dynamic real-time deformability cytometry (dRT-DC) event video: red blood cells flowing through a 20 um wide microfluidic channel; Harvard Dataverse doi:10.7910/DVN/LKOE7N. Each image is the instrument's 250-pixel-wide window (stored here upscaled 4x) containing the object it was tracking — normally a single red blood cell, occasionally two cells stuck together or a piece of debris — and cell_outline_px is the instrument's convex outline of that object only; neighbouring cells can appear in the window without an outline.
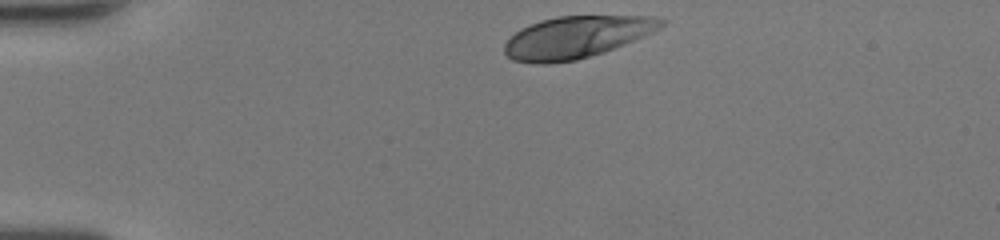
{"species": "human", "species_latin": "Homo sapiens", "temperature_condition": "room temperature", "stored_images_in_passage": 31, "camera_frame_rate_fps": 3000, "um_per_image_px": 0.085, "donor": {"sex": "female"}, "frame": {"image": 1, "passage_image": 1, "time_ms": 0.0, "image_size_px": [1000, 240], "cell_outline_px": [[668, 20], [660, 28], [644, 36], [604, 52], [576, 60], [548, 64], [536, 64], [512, 60], [504, 52], [504, 44], [520, 28], [540, 20], [556, 16], [652, 16]], "centroid_in_image_um": [48.98, 3.16], "position_along_channel_um": 36.0, "area_um2": 38.32}}
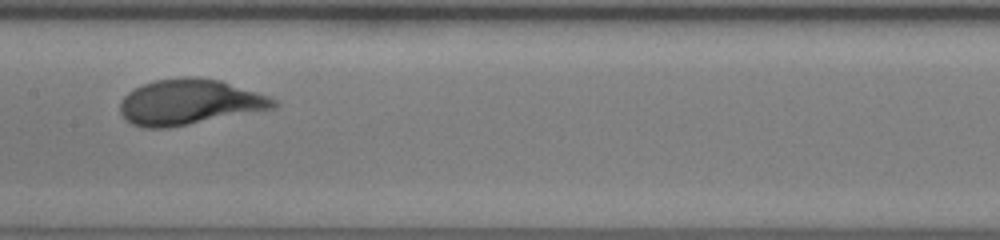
{"frame": {"image": 2, "passage_image": 16, "time_ms": 5.0, "image_size_px": [1000, 240], "cell_outline_px": [[276, 108], [168, 128], [144, 128], [132, 124], [120, 112], [120, 100], [128, 92], [144, 84], [156, 80], [184, 76], [192, 76], [220, 80], [268, 96], [276, 100]], "centroid_in_image_um": [16.08, 8.68], "position_along_channel_um": 191.3, "area_um2": 40.46}}
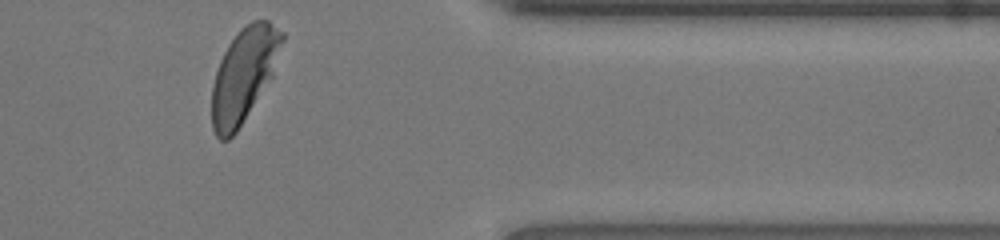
{"frame": {"image": 3, "passage_image": 31, "time_ms": 10.0, "image_size_px": [1000, 240], "cell_outline_px": [[284, 40], [272, 76], [236, 132], [228, 140], [220, 140], [216, 136], [212, 128], [212, 84], [220, 60], [228, 44], [252, 20], [268, 20], [284, 32]], "centroid_in_image_um": [20.73, 6.37], "position_along_channel_um": 390.7, "area_um2": 37.8}, "authors_computed_cell_mechanics": {"area_um2": 39.0728, "velocity_mm_per_s": 4.2884, "shape_relaxation_time_tau1_ms": 2.3724, "shape_relaxation_time_tau2_ms": null, "deformation_change_tau1": 0.1856, "deformation_change_tau2": null}}